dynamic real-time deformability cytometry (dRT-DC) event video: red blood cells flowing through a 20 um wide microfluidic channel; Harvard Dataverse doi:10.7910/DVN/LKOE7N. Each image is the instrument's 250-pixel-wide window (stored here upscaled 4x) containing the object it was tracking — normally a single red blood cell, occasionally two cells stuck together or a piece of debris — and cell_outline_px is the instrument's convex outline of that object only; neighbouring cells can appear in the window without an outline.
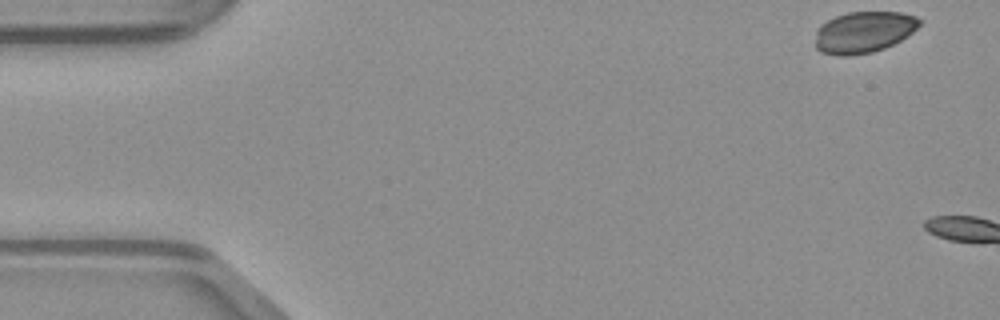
{"species": "common noctule bat (a hibernating species)", "species_latin": "Nyctalus noctula", "temperature_condition": "warm", "stored_images_in_passage": 3, "camera_frame_rate_fps": 3000, "um_per_image_px": 0.085, "animal": {"sex": "male", "body_mass_g": 23.1, "forearm_length_mm": 52.7}, "frame": {"image": 1, "passage_image": 1, "time_ms": 0.0, "image_size_px": [1000, 320], "cell_outline_px": [[920, 24], [908, 36], [884, 48], [872, 52], [848, 56], [836, 56], [820, 52], [816, 48], [816, 32], [820, 24], [836, 16], [848, 12], [900, 12], [916, 16], [920, 20]], "centroid_in_image_um": [73.39, 2.74], "position_along_channel_um": 11.6, "area_um2": 25.14}}